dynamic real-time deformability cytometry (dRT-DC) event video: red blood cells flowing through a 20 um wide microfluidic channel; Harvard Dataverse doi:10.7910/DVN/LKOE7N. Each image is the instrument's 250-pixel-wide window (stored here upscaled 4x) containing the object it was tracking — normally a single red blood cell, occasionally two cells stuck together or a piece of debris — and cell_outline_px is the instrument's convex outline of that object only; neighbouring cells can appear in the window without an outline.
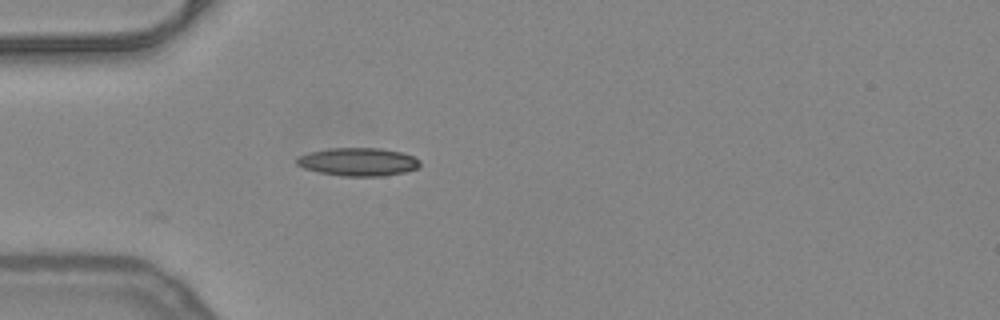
{"species": "common noctule bat (a hibernating species)", "species_latin": "Nyctalus noctula", "temperature_condition": "warm", "stored_images_in_passage": 26, "camera_frame_rate_fps": 3000, "um_per_image_px": 0.085, "animal": {"sex": "female", "body_mass_g": 24.6, "forearm_length_mm": 56.2}, "frame": {"image": 1, "passage_image": 1, "time_ms": 0.0, "image_size_px": [1000, 320], "cell_outline_px": [[420, 164], [416, 168], [404, 172], [384, 176], [344, 176], [320, 172], [304, 168], [296, 164], [296, 160], [300, 156], [308, 152], [328, 148], [380, 148], [400, 152], [412, 156], [420, 160]], "centroid_in_image_um": [30.43, 13.75], "position_along_channel_um": 54.6, "area_um2": 20.06}}
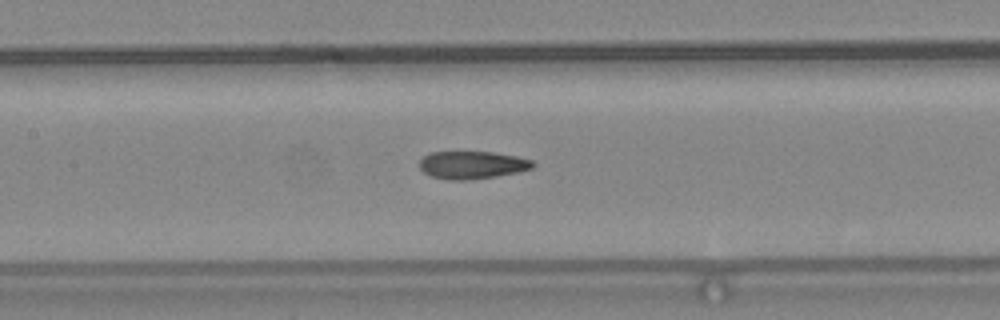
{"frame": {"image": 2, "passage_image": 10, "time_ms": 3.0, "image_size_px": [1000, 320], "cell_outline_px": [[536, 164], [532, 168], [520, 172], [496, 176], [464, 180], [448, 180], [432, 176], [424, 172], [420, 168], [420, 160], [424, 156], [432, 152], [492, 152], [516, 156], [532, 160]], "centroid_in_image_um": [40.16, 14.02], "position_along_channel_um": 167.2, "area_um2": 18.21}}
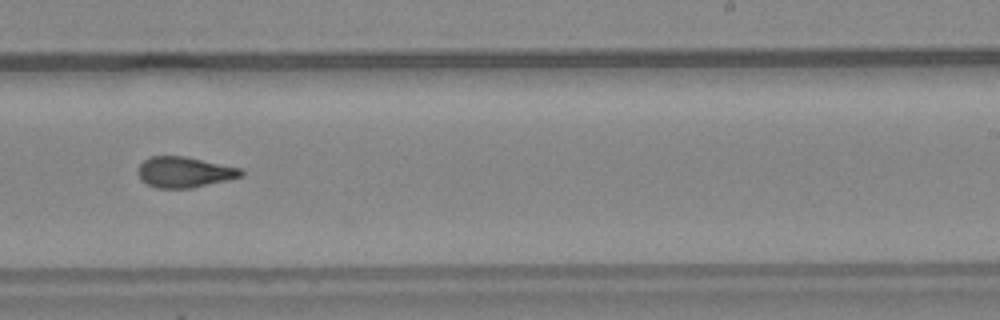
{"frame": {"image": 3, "passage_image": 18, "time_ms": 5.667, "image_size_px": [1000, 320], "cell_outline_px": [[244, 176], [228, 180], [192, 188], [156, 188], [140, 180], [136, 172], [140, 164], [144, 160], [152, 156], [184, 156], [240, 168], [244, 172]], "centroid_in_image_um": [15.65, 14.64], "position_along_channel_um": 273.3, "area_um2": 18.5}}